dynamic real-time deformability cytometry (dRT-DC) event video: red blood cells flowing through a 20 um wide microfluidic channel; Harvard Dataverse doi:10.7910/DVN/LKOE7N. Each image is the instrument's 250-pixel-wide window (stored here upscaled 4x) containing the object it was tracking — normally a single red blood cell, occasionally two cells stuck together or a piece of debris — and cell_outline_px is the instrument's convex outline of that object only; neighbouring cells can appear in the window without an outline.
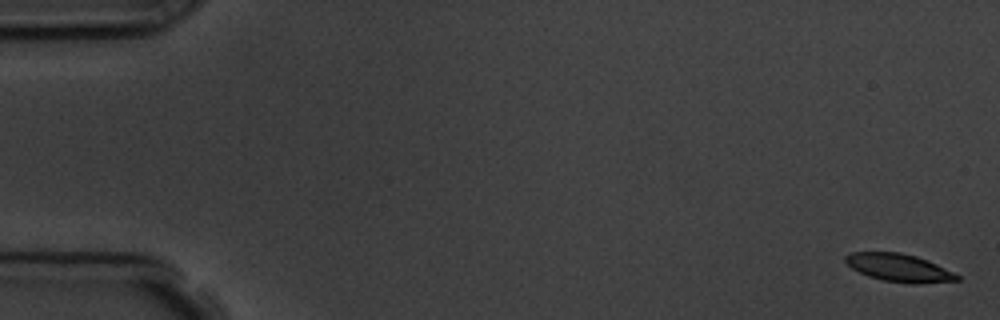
{"species": "common noctule bat (a hibernating species)", "species_latin": "Nyctalus noctula", "temperature_condition": "room temperature", "stored_images_in_passage": 5, "camera_frame_rate_fps": 3000, "um_per_image_px": 0.085, "animal": {"sex": "male", "body_mass_g": 19.5, "forearm_length_mm": 54.6}, "frame": {"image": 1, "passage_image": 1, "time_ms": 0.0, "image_size_px": [1000, 320], "cell_outline_px": [[960, 280], [916, 284], [908, 284], [884, 280], [868, 276], [852, 268], [844, 260], [844, 256], [848, 252], [900, 252], [916, 256], [928, 260], [960, 276]], "centroid_in_image_um": [76.4, 22.75], "position_along_channel_um": 8.6, "area_um2": 18.09}}